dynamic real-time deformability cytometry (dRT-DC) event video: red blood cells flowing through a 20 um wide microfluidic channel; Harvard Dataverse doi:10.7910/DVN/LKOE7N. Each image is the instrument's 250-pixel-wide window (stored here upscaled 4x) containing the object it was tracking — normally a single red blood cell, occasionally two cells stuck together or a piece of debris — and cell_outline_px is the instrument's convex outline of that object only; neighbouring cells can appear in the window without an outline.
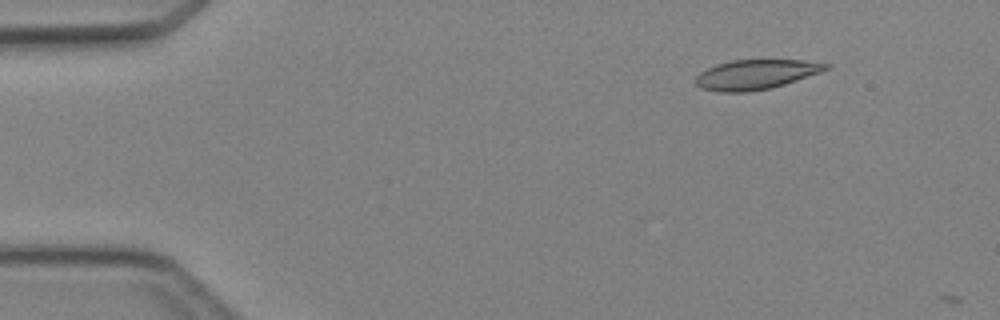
{"species": "Egyptian fruit bat (a non-hibernating species)", "species_latin": "Rousettus aegyptiacus", "temperature_condition": "cold", "stored_images_in_passage": 2, "camera_frame_rate_fps": 3000, "um_per_image_px": 0.085, "animal": {"sex": "female"}, "frame": {"image": 1, "passage_image": 1, "time_ms": 0.0, "image_size_px": [1000, 320], "cell_outline_px": [[832, 68], [772, 88], [748, 92], [720, 92], [700, 88], [696, 84], [696, 76], [700, 72], [716, 64], [732, 60], [804, 60], [832, 64]], "centroid_in_image_um": [64.26, 6.33], "position_along_channel_um": 20.7, "area_um2": 22.6}}